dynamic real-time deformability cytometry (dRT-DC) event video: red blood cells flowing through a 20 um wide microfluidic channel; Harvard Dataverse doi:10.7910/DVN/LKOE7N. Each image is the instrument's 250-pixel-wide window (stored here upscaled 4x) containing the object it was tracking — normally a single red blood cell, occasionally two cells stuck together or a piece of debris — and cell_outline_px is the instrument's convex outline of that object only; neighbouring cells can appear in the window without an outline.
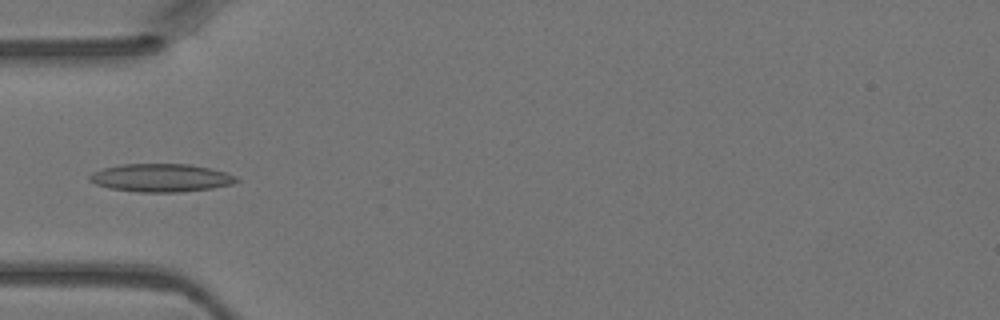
{"species": "Egyptian fruit bat (a non-hibernating species)", "species_latin": "Rousettus aegyptiacus", "temperature_condition": "warm", "stored_images_in_passage": 5, "camera_frame_rate_fps": 3000, "um_per_image_px": 0.085, "animal": {"sex": "female"}, "frame": {"image": 1, "passage_image": 5, "time_ms": 1.333, "image_size_px": [1000, 320], "cell_outline_px": [[240, 180], [232, 184], [212, 188], [180, 192], [136, 192], [108, 188], [96, 184], [88, 180], [88, 176], [92, 172], [104, 168], [120, 164], [188, 164], [212, 168], [236, 176]], "centroid_in_image_um": [13.67, 15.11], "position_along_channel_um": 71.3, "area_um2": 24.16}}